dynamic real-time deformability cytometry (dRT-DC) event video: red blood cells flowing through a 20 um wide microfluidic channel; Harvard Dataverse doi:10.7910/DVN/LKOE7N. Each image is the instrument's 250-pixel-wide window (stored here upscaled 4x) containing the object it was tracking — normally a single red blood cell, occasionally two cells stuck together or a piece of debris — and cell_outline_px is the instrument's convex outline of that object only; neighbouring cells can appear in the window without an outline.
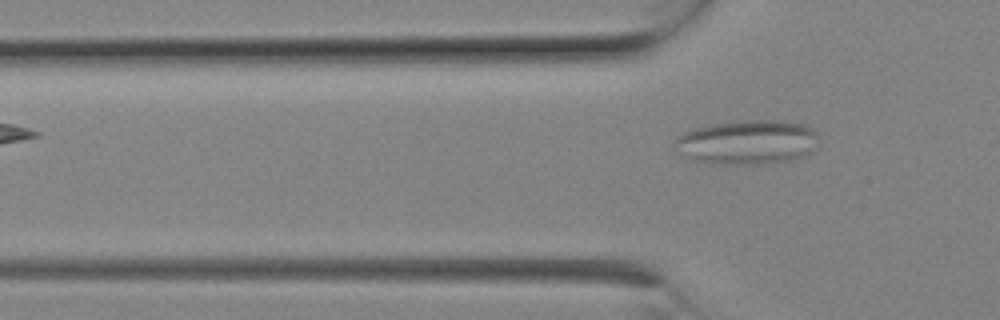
{"species": "Egyptian fruit bat (a non-hibernating species)", "species_latin": "Rousettus aegyptiacus", "temperature_condition": "room temperature", "stored_images_in_passage": 5, "segment_of_instrument_passage": [2, 2], "camera_frame_rate_fps": 3000, "um_per_image_px": 0.085, "animal": {"sex": "female"}, "frame": {"image": 1, "passage_image": 5, "time_ms": 1.333, "image_size_px": [1000, 320], "cell_outline_px": [[820, 136], [808, 152], [792, 160], [768, 164], [708, 164], [688, 160], [680, 152], [676, 140], [684, 132], [696, 128], [716, 124], [744, 120], [784, 120], [804, 124], [812, 128]], "centroid_in_image_um": [63.54, 12.1], "position_along_channel_um": 62.3, "area_um2": 37.11}}